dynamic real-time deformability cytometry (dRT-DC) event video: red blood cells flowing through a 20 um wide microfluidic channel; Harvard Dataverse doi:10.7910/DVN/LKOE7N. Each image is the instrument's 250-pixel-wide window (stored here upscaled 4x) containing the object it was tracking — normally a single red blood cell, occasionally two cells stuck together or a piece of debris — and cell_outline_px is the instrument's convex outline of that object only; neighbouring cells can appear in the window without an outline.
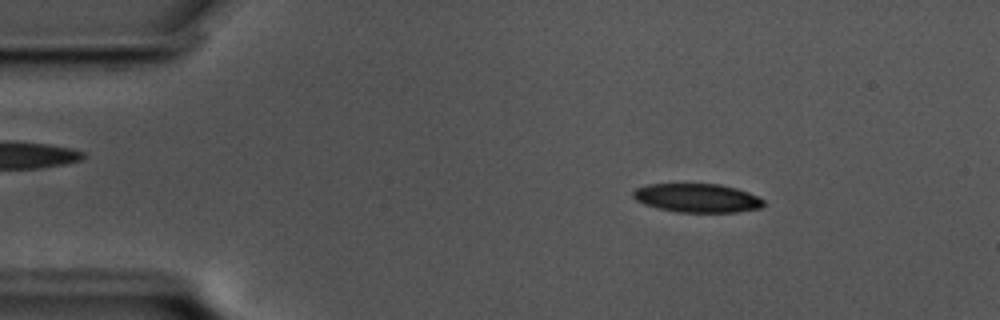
{"species": "common noctule bat (a hibernating species)", "species_latin": "Nyctalus noctula", "temperature_condition": "cold", "stored_images_in_passage": 55, "camera_frame_rate_fps": 3000, "um_per_image_px": 0.085, "animal": {"sex": "male", "body_mass_g": 17.5, "forearm_length_mm": 52.3}, "frame": {"image": 1, "passage_image": 8, "time_ms": 2.333, "image_size_px": [1000, 320], "cell_outline_px": [[764, 204], [760, 208], [736, 212], [676, 212], [644, 204], [636, 200], [632, 196], [632, 192], [636, 188], [648, 184], [720, 184], [736, 188], [748, 192], [764, 200]], "centroid_in_image_um": [59.25, 16.83], "position_along_channel_um": 25.8, "area_um2": 21.79}}
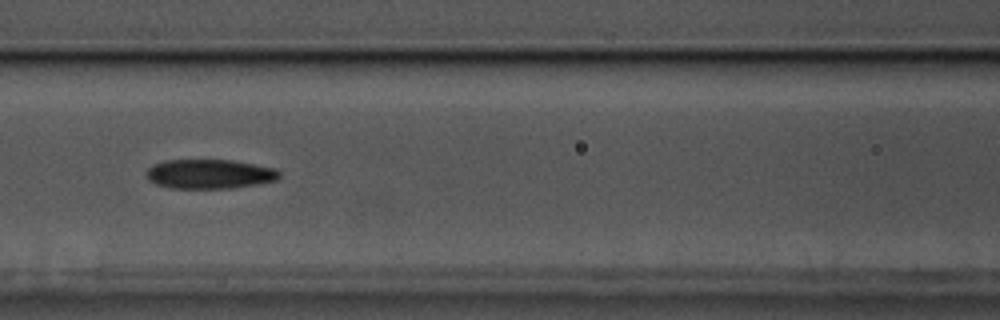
{"frame": {"image": 2, "passage_image": 24, "time_ms": 7.667, "image_size_px": [1000, 320], "cell_outline_px": [[280, 176], [276, 180], [256, 184], [232, 188], [168, 188], [156, 184], [148, 180], [148, 168], [152, 164], [164, 160], [232, 160], [256, 164], [276, 168], [280, 172]], "centroid_in_image_um": [17.82, 14.78], "position_along_channel_um": 148.8, "area_um2": 22.83}}
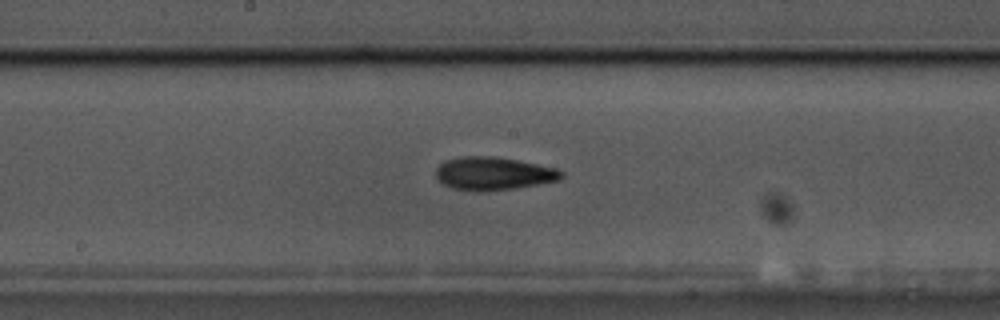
{"frame": {"image": 3, "passage_image": 29, "time_ms": 9.333, "image_size_px": [1000, 320], "cell_outline_px": [[564, 176], [560, 180], [540, 184], [516, 188], [476, 192], [452, 188], [444, 184], [436, 176], [436, 168], [444, 160], [460, 156], [496, 156], [556, 168], [564, 172]], "centroid_in_image_um": [41.94, 14.75], "position_along_channel_um": 206.3, "area_um2": 24.33}, "authors_computed_cell_mechanics": {"area_um2": 22.4264, "velocity_mm_per_s": 3.4658, "shape_relaxation_time_tau1_ms": 5.4997, "shape_relaxation_time_tau2_ms": 5.3596, "deformation_change_tau1": 0.1372, "deformation_change_tau2": 0.142}}